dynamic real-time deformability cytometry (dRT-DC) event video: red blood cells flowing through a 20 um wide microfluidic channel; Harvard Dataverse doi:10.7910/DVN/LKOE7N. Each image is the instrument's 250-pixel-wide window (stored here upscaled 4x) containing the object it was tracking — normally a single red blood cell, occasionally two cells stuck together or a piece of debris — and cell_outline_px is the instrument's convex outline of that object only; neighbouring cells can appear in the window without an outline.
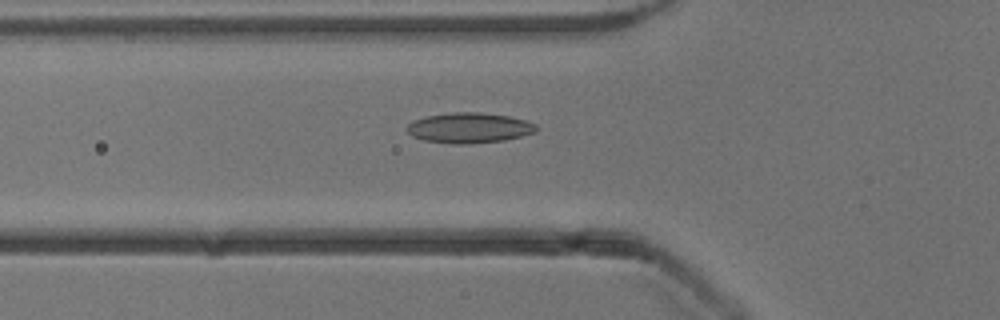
{"species": "common noctule bat (a hibernating species)", "species_latin": "Nyctalus noctula", "temperature_condition": "cold", "stored_images_in_passage": 40, "camera_frame_rate_fps": 3000, "um_per_image_px": 0.085, "animal": {"sex": "male", "body_mass_g": 13.3}, "frame": {"image": 1, "passage_image": 6, "time_ms": 1.667, "image_size_px": [1000, 320], "cell_outline_px": [[536, 132], [504, 140], [468, 144], [456, 144], [424, 140], [412, 136], [404, 128], [412, 120], [428, 116], [448, 112], [480, 112], [508, 116], [524, 120], [536, 124]], "centroid_in_image_um": [39.84, 10.86], "position_along_channel_um": 86.0, "area_um2": 22.83}}
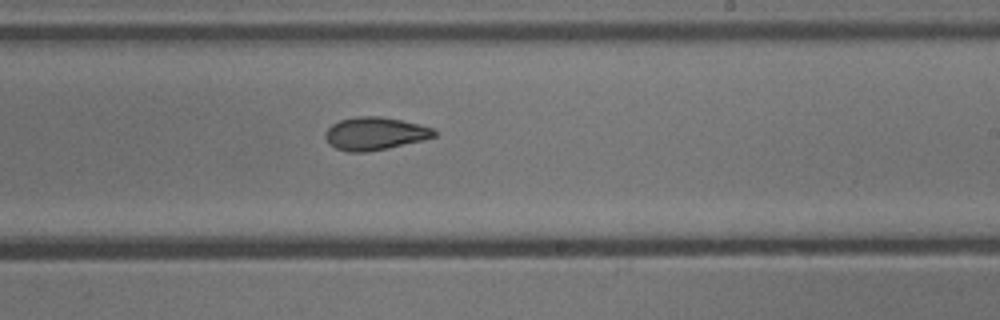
{"frame": {"image": 2, "passage_image": 19, "time_ms": 6.0, "image_size_px": [1000, 320], "cell_outline_px": [[436, 136], [388, 148], [364, 152], [348, 152], [336, 148], [328, 144], [324, 136], [328, 128], [332, 124], [340, 120], [356, 116], [380, 116], [420, 124], [432, 128], [436, 132]], "centroid_in_image_um": [31.83, 11.35], "position_along_channel_um": 257.2, "area_um2": 20.69}}
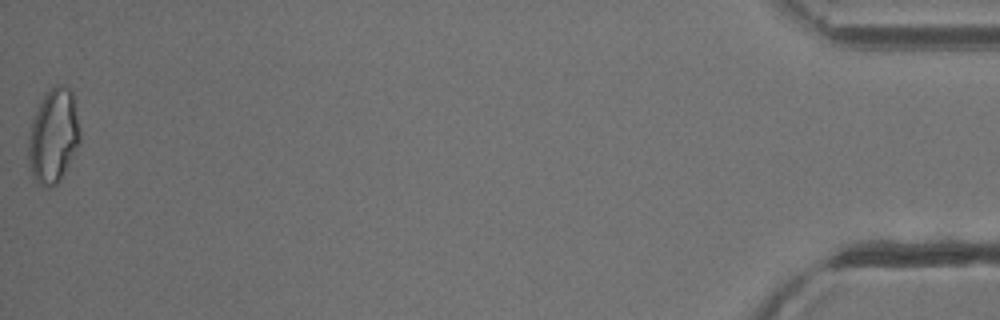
{"frame": {"image": 3, "passage_image": 40, "time_ms": 13.0, "image_size_px": [1000, 320], "cell_outline_px": [[80, 140], [60, 180], [52, 188], [44, 188], [32, 180], [28, 160], [28, 140], [32, 120], [44, 96], [56, 84], [60, 84], [68, 88], [72, 92], [80, 132]], "centroid_in_image_um": [4.51, 11.63], "position_along_channel_um": 430.7, "area_um2": 28.09}, "authors_computed_cell_mechanics": {"area_um2": 21.0681, "velocity_mm_per_s": 3.9252, "shape_relaxation_time_tau1_ms": null, "shape_relaxation_time_tau2_ms": 2.5289, "deformation_change_tau1": null, "deformation_change_tau2": 0.0904}}